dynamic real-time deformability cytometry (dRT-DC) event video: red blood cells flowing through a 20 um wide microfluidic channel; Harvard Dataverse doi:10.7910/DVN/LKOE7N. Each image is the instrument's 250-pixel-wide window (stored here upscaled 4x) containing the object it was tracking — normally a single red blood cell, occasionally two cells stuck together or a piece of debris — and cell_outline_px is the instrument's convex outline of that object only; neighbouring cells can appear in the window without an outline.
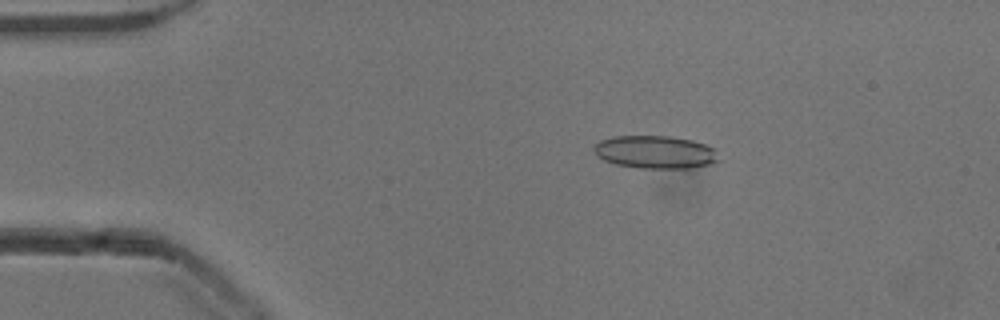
{"species": "common noctule bat (a hibernating species)", "species_latin": "Nyctalus noctula", "temperature_condition": "cold", "stored_images_in_passage": 52, "camera_frame_rate_fps": 3000, "um_per_image_px": 0.085, "animal": {"sex": "male", "body_mass_g": 13.3}, "frame": {"image": 1, "passage_image": 9, "time_ms": 2.667, "image_size_px": [1000, 320], "cell_outline_px": [[720, 160], [708, 164], [688, 168], [640, 168], [616, 164], [604, 160], [596, 156], [592, 148], [600, 140], [612, 136], [672, 136], [692, 140], [708, 144], [716, 148]], "centroid_in_image_um": [55.71, 12.91], "position_along_channel_um": 29.3, "area_um2": 24.16}}
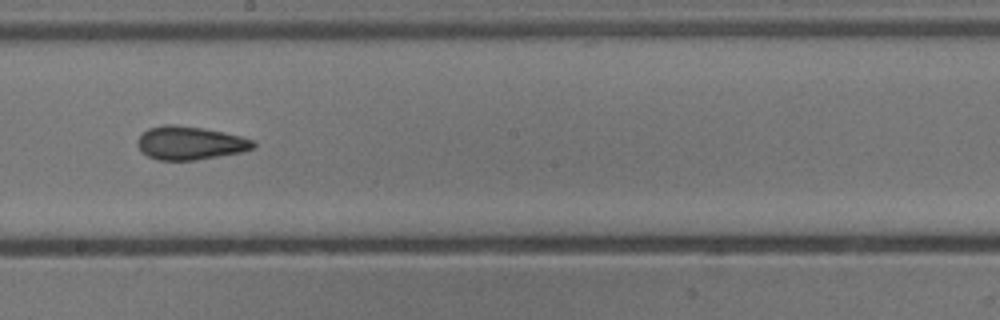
{"frame": {"image": 2, "passage_image": 29, "time_ms": 9.333, "image_size_px": [1000, 320], "cell_outline_px": [[256, 148], [240, 152], [196, 160], [156, 160], [148, 156], [136, 144], [136, 140], [148, 128], [164, 124], [172, 124], [204, 128], [224, 132], [240, 136], [252, 140], [256, 144]], "centroid_in_image_um": [16.15, 12.15], "position_along_channel_um": 232.1, "area_um2": 22.48}}
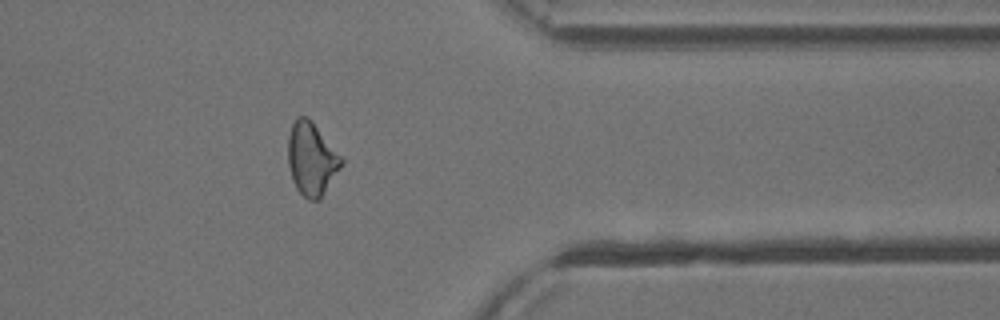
{"frame": {"image": 3, "passage_image": 42, "time_ms": 13.667, "image_size_px": [1000, 320], "cell_outline_px": [[344, 164], [320, 200], [308, 200], [296, 188], [292, 180], [288, 164], [288, 136], [292, 124], [300, 116], [308, 116], [312, 120], [344, 160]], "centroid_in_image_um": [26.5, 13.52], "position_along_channel_um": 384.9, "area_um2": 22.83}, "authors_computed_cell_mechanics": {"area_um2": 22.7154, "velocity_mm_per_s": 3.8588, "shape_relaxation_time_tau1_ms": 5.5809, "shape_relaxation_time_tau2_ms": 2.745, "deformation_change_tau1": 0.1224, "deformation_change_tau2": 0.115}}